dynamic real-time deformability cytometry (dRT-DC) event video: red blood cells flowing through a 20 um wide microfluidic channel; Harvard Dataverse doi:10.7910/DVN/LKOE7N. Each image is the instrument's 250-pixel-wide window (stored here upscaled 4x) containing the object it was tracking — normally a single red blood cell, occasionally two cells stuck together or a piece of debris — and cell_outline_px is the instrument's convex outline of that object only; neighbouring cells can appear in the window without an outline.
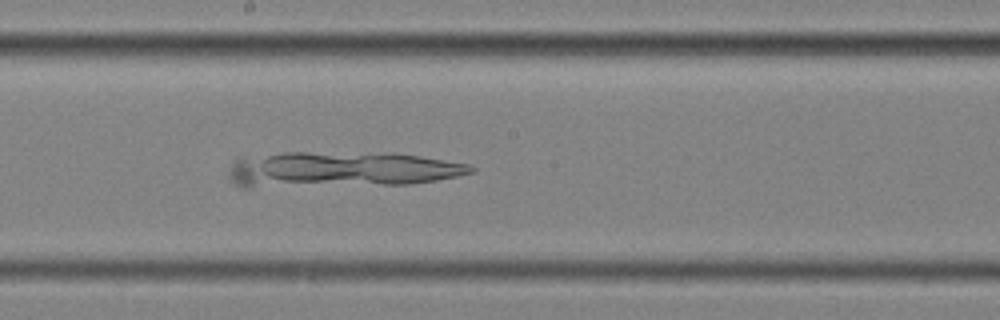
{"species": "common noctule bat (a hibernating species)", "species_latin": "Nyctalus noctula", "temperature_condition": "cold", "stored_images_in_passage": 20, "camera_frame_rate_fps": 3000, "um_per_image_px": 0.085, "animal": {"sex": "female", "body_mass_g": 25.1}, "frame": {"image": 1, "passage_image": 20, "time_ms": 6.333, "image_size_px": [1000, 320], "cell_outline_px": [[476, 172], [436, 180], [408, 184], [248, 188], [244, 188], [236, 184], [232, 180], [232, 164], [236, 160], [284, 152], [392, 152], [420, 156], [468, 164], [476, 168]], "centroid_in_image_um": [29.05, 14.41], "position_along_channel_um": 219.1, "area_um2": 50.52}}